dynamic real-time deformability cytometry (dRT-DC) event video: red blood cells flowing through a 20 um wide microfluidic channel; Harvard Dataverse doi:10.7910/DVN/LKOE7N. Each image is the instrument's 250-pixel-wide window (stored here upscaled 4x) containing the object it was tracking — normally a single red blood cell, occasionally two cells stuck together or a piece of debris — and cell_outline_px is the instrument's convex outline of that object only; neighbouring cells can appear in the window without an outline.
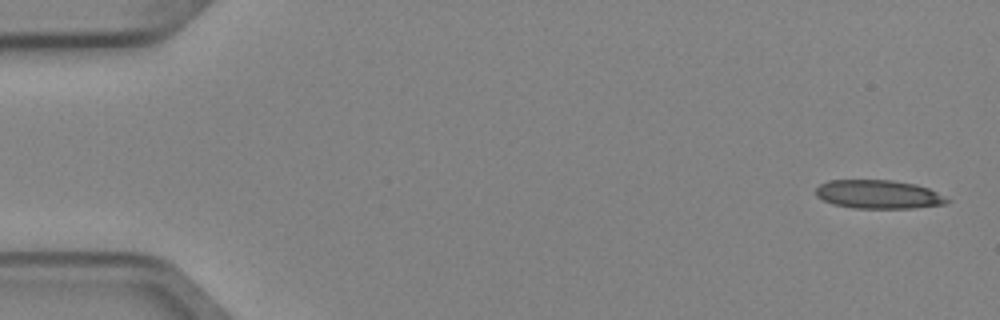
{"species": "Egyptian fruit bat (a non-hibernating species)", "species_latin": "Rousettus aegyptiacus", "temperature_condition": "cold", "stored_images_in_passage": 4, "camera_frame_rate_fps": 3000, "um_per_image_px": 0.085, "animal": {"sex": "female"}, "frame": {"image": 1, "passage_image": 1, "time_ms": 0.0, "image_size_px": [1000, 320], "cell_outline_px": [[952, 200], [948, 204], [912, 208], [852, 208], [832, 204], [816, 196], [816, 188], [820, 184], [828, 180], [892, 180], [916, 184], [928, 188]], "centroid_in_image_um": [74.68, 16.52], "position_along_channel_um": 10.3, "area_um2": 22.02}}
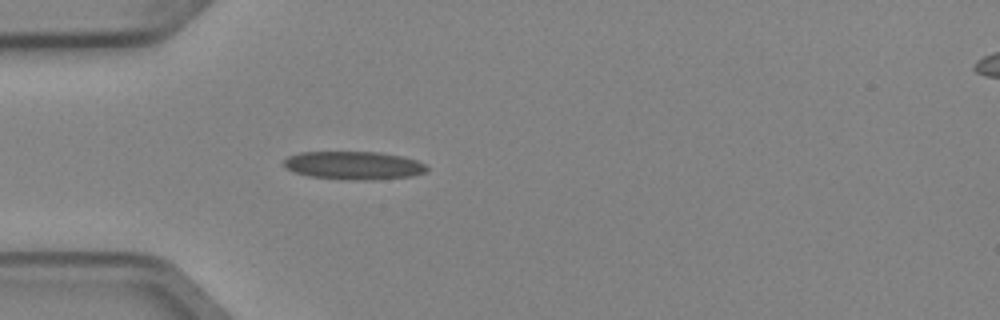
{"frame": {"image": 2, "passage_image": 4, "time_ms": 1.0, "image_size_px": [1000, 320], "cell_outline_px": [[428, 172], [412, 176], [368, 180], [352, 180], [308, 176], [296, 172], [288, 168], [284, 164], [284, 160], [288, 156], [300, 152], [380, 152], [404, 156], [416, 160], [424, 164], [428, 168]], "centroid_in_image_um": [30.11, 14.06], "position_along_channel_um": 54.9, "area_um2": 23.47}}